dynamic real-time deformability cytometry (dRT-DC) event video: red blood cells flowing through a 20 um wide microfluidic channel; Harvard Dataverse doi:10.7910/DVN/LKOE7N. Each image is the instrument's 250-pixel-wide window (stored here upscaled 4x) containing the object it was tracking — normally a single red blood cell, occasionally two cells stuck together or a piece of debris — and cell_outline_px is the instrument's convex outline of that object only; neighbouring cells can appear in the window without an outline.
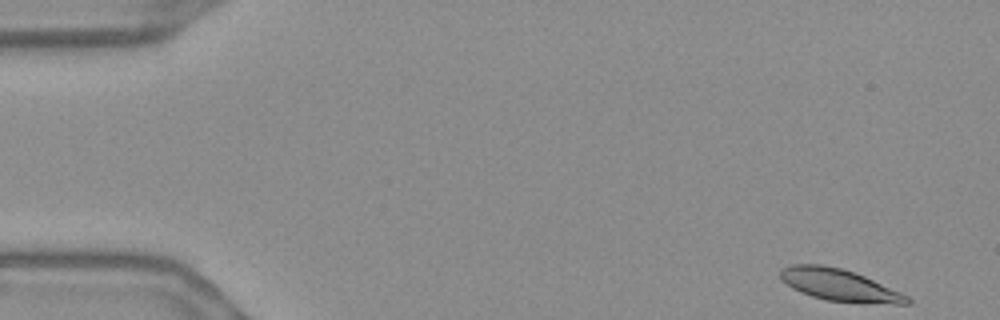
{"species": "Egyptian fruit bat (a non-hibernating species)", "species_latin": "Rousettus aegyptiacus", "temperature_condition": "warm", "stored_images_in_passage": 53, "camera_frame_rate_fps": 3000, "um_per_image_px": 0.085, "frame": {"image": 1, "passage_image": 1, "time_ms": 0.0, "image_size_px": [1000, 320], "cell_outline_px": [[912, 304], [892, 304], [824, 300], [800, 292], [792, 288], [780, 280], [780, 268], [792, 264], [820, 264], [840, 268], [864, 276], [900, 292], [908, 296], [912, 300]], "centroid_in_image_um": [71.31, 24.23], "position_along_channel_um": 13.7, "area_um2": 23.47}}
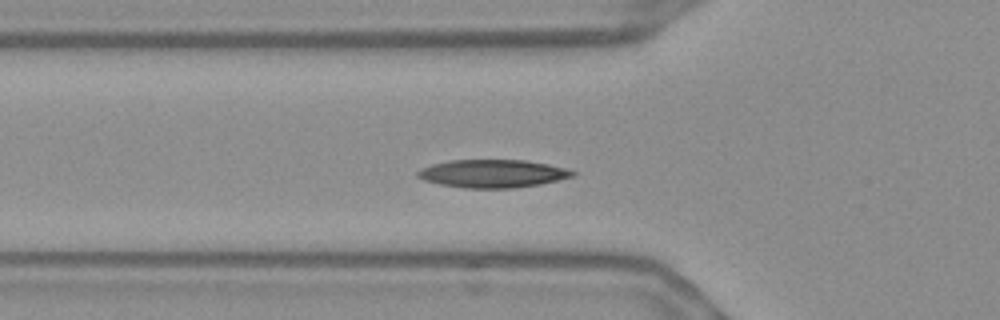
{"frame": {"image": 2, "passage_image": 17, "time_ms": 5.333, "image_size_px": [1000, 320], "cell_outline_px": [[576, 176], [540, 184], [512, 188], [464, 188], [440, 184], [424, 180], [416, 176], [416, 172], [420, 168], [432, 164], [452, 160], [524, 160], [548, 164], [568, 168], [576, 172]], "centroid_in_image_um": [41.89, 14.75], "position_along_channel_um": 83.9, "area_um2": 25.37}}
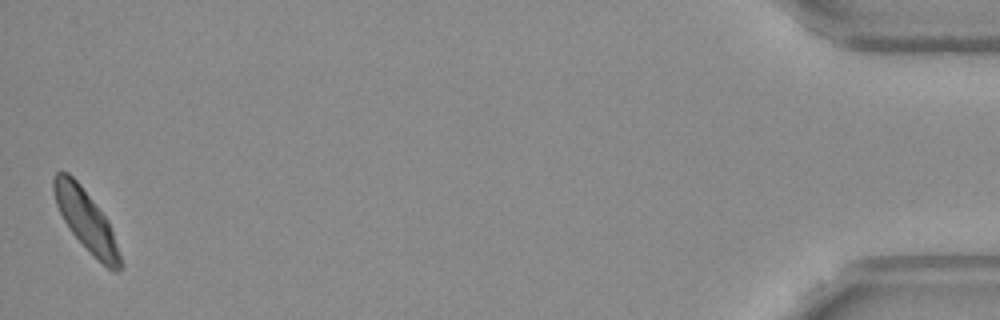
{"frame": {"image": 3, "passage_image": 53, "time_ms": 17.333, "image_size_px": [1000, 320], "cell_outline_px": [[120, 272], [116, 272], [108, 268], [72, 232], [64, 220], [56, 204], [52, 188], [52, 176], [56, 172], [68, 172], [80, 184], [108, 220], [112, 228], [120, 256]], "centroid_in_image_um": [7.29, 18.65], "position_along_channel_um": 427.9, "area_um2": 22.77}, "authors_computed_cell_mechanics": {"area_um2": 23.9292, "velocity_mm_per_s": 3.6339, "shape_relaxation_time_tau1_ms": 3.8649, "shape_relaxation_time_tau2_ms": 3.5695, "deformation_change_tau1": 0.134, "deformation_change_tau2": 0.0778}}